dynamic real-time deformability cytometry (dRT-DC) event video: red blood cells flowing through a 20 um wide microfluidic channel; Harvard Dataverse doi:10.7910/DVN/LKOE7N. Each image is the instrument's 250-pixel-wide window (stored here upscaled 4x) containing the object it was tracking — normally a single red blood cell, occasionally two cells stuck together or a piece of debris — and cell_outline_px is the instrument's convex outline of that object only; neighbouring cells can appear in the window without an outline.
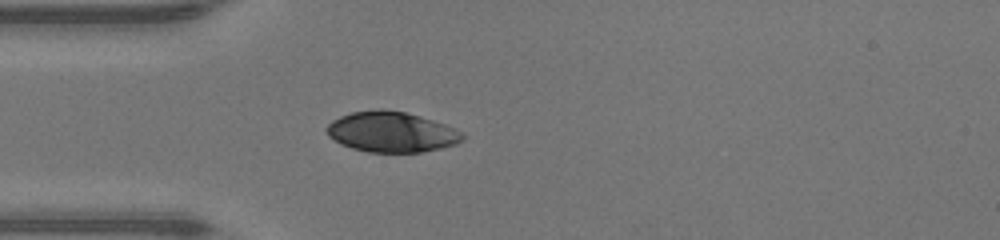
{"species": "human", "species_latin": "Homo sapiens", "temperature_condition": "warm", "stored_images_in_passage": 35, "camera_frame_rate_fps": 3000, "um_per_image_px": 0.085, "donor": {"sex": "male"}, "frame": {"image": 1, "passage_image": 1, "time_ms": 0.0, "image_size_px": [1000, 240], "cell_outline_px": [[464, 136], [456, 144], [440, 148], [420, 152], [368, 152], [352, 148], [340, 144], [328, 136], [324, 128], [332, 120], [340, 116], [352, 112], [380, 108], [404, 112], [420, 116], [456, 128]], "centroid_in_image_um": [33.22, 11.21], "position_along_channel_um": 51.8, "area_um2": 31.96}}
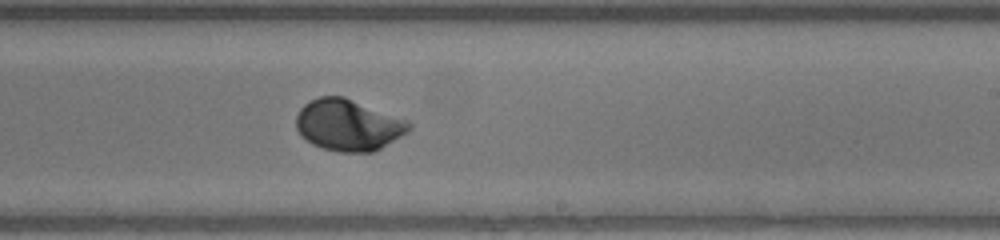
{"frame": {"image": 2, "passage_image": 16, "time_ms": 5.0, "image_size_px": [1000, 240], "cell_outline_px": [[412, 128], [408, 132], [376, 152], [340, 152], [324, 148], [312, 144], [296, 128], [296, 116], [300, 108], [304, 104], [320, 96], [344, 96], [408, 120], [412, 124]], "centroid_in_image_um": [29.64, 10.63], "position_along_channel_um": 259.4, "area_um2": 33.87}}
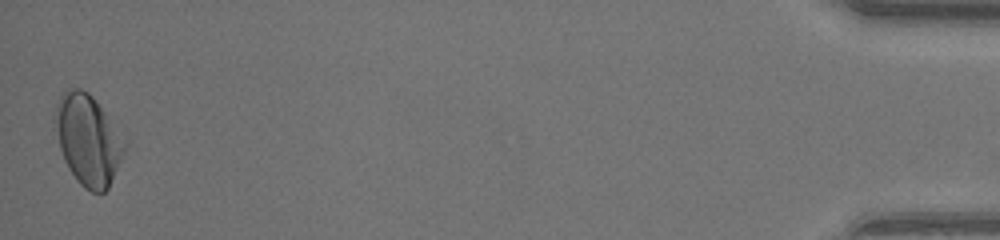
{"frame": {"image": 3, "passage_image": 35, "time_ms": 11.333, "image_size_px": [1000, 240], "cell_outline_px": [[128, 144], [108, 188], [104, 192], [92, 192], [84, 188], [76, 180], [68, 168], [64, 160], [60, 148], [52, 116], [56, 104], [60, 96], [68, 88], [80, 88], [88, 92], [92, 96]], "centroid_in_image_um": [7.45, 11.88], "position_along_channel_um": 427.7, "area_um2": 36.47}, "authors_computed_cell_mechanics": {"area_um2": 32.657, "velocity_mm_per_s": 4.2852, "shape_relaxation_time_tau1_ms": 2.4866, "shape_relaxation_time_tau2_ms": null, "deformation_change_tau1": 0.1562, "deformation_change_tau2": null}}